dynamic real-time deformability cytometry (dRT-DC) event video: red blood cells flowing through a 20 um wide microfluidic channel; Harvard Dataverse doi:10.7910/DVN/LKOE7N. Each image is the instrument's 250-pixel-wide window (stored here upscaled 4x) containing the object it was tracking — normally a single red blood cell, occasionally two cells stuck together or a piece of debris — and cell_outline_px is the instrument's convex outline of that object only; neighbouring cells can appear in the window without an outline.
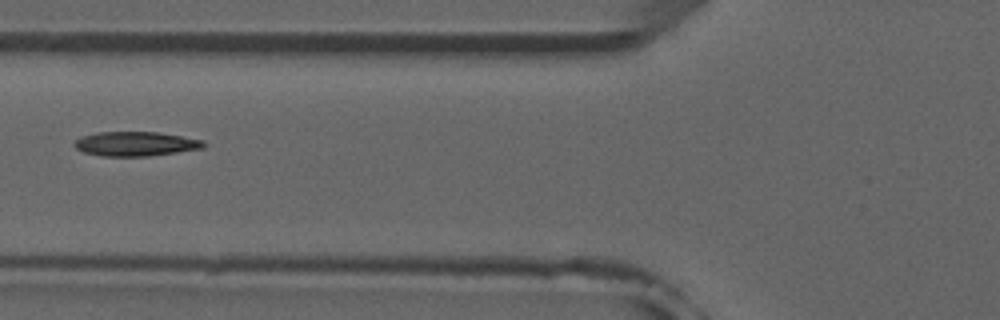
{"species": "common noctule bat (a hibernating species)", "species_latin": "Nyctalus noctula", "temperature_condition": "room temperature", "stored_images_in_passage": 5, "camera_frame_rate_fps": 3000, "um_per_image_px": 0.085, "animal": {"sex": "male", "forearm_length_mm": 52.5}, "frame": {"image": 1, "passage_image": 5, "time_ms": 4.667, "image_size_px": [1000, 320], "cell_outline_px": [[204, 148], [148, 156], [100, 156], [84, 152], [76, 148], [72, 144], [80, 136], [96, 132], [160, 132], [204, 140]], "centroid_in_image_um": [11.5, 12.22], "position_along_channel_um": 114.3, "area_um2": 18.44}}